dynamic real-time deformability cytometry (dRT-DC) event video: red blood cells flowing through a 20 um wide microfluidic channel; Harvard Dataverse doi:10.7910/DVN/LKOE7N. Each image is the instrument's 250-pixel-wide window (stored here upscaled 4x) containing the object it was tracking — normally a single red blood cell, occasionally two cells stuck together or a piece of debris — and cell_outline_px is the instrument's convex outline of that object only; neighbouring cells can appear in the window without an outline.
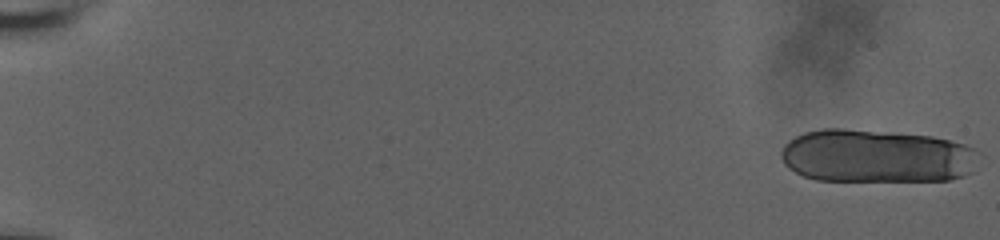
{"species": "human", "species_latin": "Homo sapiens", "temperature_condition": "room temperature", "stored_images_in_passage": 21, "camera_frame_rate_fps": 3000, "um_per_image_px": 0.085, "donor": {"sex": "male"}, "frame": {"image": 1, "passage_image": 1, "time_ms": 0.0, "image_size_px": [1000, 240], "cell_outline_px": [[972, 148], [968, 172], [964, 176], [948, 180], [816, 180], [804, 176], [788, 168], [784, 164], [780, 156], [780, 152], [784, 144], [788, 140], [804, 132], [824, 128], [844, 128], [932, 136], [964, 144]], "centroid_in_image_um": [74.33, 13.25], "position_along_channel_um": 10.7, "area_um2": 60.52}}